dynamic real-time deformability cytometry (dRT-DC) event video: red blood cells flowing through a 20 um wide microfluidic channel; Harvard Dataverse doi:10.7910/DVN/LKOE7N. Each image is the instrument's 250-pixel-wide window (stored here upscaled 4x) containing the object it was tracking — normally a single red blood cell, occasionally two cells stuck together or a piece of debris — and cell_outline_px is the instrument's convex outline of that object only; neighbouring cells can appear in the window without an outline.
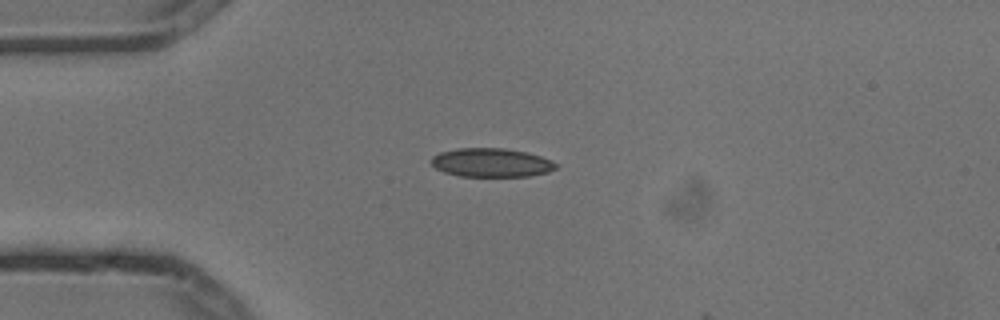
{"species": "common noctule bat (a hibernating species)", "species_latin": "Nyctalus noctula", "temperature_condition": "cold", "stored_images_in_passage": 2, "camera_frame_rate_fps": 3000, "um_per_image_px": 0.085, "animal": {"sex": "male", "body_mass_g": 13.3}, "frame": {"image": 1, "passage_image": 1, "time_ms": 0.0, "image_size_px": [1000, 320], "cell_outline_px": [[560, 168], [548, 172], [528, 176], [460, 176], [444, 172], [436, 168], [432, 164], [432, 156], [440, 152], [456, 148], [504, 148], [524, 152], [540, 156], [552, 160], [560, 164]], "centroid_in_image_um": [41.81, 13.82], "position_along_channel_um": 43.2, "area_um2": 20.98}}